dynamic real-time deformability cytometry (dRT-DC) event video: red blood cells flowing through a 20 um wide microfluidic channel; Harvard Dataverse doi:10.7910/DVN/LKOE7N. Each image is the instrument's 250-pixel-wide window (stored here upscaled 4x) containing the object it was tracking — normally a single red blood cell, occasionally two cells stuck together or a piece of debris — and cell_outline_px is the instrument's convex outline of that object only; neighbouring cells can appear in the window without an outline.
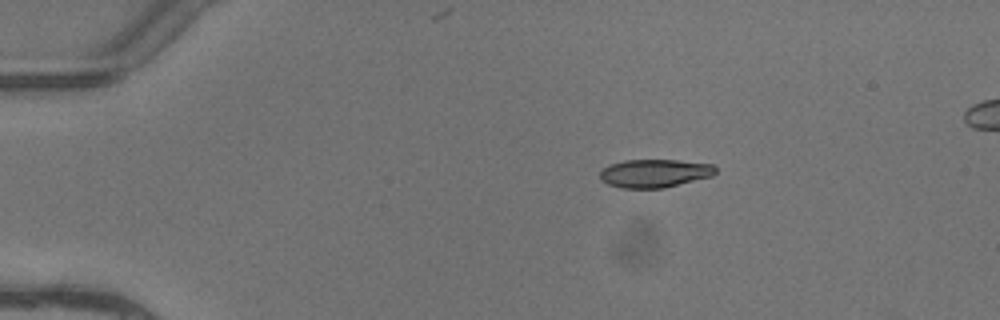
{"species": "common noctule bat (a hibernating species)", "species_latin": "Nyctalus noctula", "temperature_condition": "warm", "stored_images_in_passage": 3, "camera_frame_rate_fps": 3000, "um_per_image_px": 0.085, "animal": {"sex": "female"}, "frame": {"image": 1, "passage_image": 1, "time_ms": 0.0, "image_size_px": [1000, 320], "cell_outline_px": [[716, 172], [712, 176], [664, 188], [620, 188], [608, 184], [600, 180], [600, 172], [608, 164], [624, 160], [676, 160], [712, 164], [716, 168]], "centroid_in_image_um": [55.61, 14.73], "position_along_channel_um": 29.4, "area_um2": 19.07}}
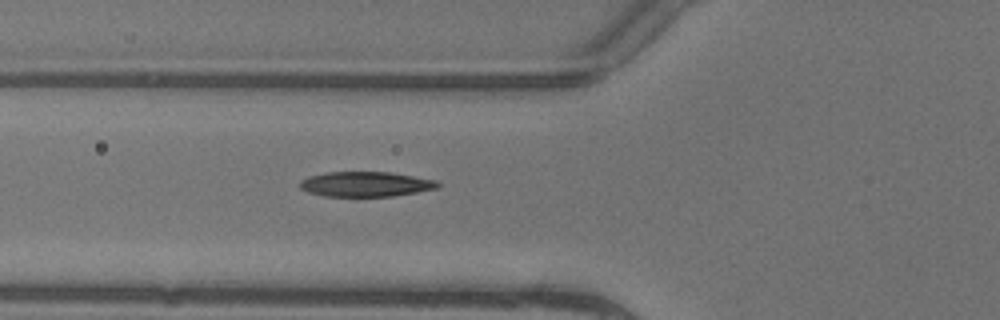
{"frame": {"image": 2, "passage_image": 3, "time_ms": 0.667, "image_size_px": [1000, 320], "cell_outline_px": [[440, 188], [392, 196], [324, 196], [308, 192], [300, 188], [300, 180], [308, 176], [324, 172], [392, 172], [436, 180], [440, 184]], "centroid_in_image_um": [31.08, 15.64], "position_along_channel_um": 94.7, "area_um2": 20.17}}